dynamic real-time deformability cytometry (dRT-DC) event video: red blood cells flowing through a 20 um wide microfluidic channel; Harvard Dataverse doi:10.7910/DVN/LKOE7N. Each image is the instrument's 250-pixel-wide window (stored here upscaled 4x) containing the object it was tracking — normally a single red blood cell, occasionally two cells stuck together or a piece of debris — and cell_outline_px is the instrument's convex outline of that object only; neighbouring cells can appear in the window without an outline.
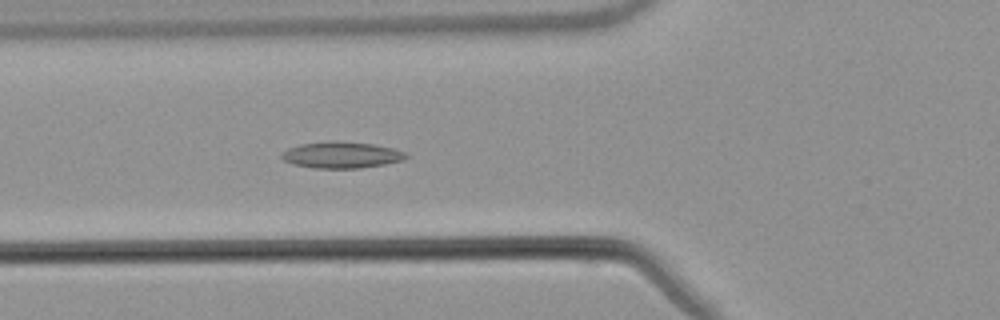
{"species": "common noctule bat (a hibernating species)", "species_latin": "Nyctalus noctula", "temperature_condition": "warm", "stored_images_in_passage": 43, "camera_frame_rate_fps": 3000, "um_per_image_px": 0.085, "animal": {"sex": "male", "body_mass_g": 21.5, "forearm_length_mm": 52.0}, "frame": {"image": 1, "passage_image": 9, "time_ms": 2.667, "image_size_px": [1000, 320], "cell_outline_px": [[408, 156], [404, 160], [384, 164], [360, 168], [312, 168], [292, 164], [284, 160], [280, 156], [288, 148], [300, 144], [332, 140], [336, 140], [372, 144], [392, 148], [404, 152]], "centroid_in_image_um": [29.0, 13.17], "position_along_channel_um": 96.8, "area_um2": 19.13}}
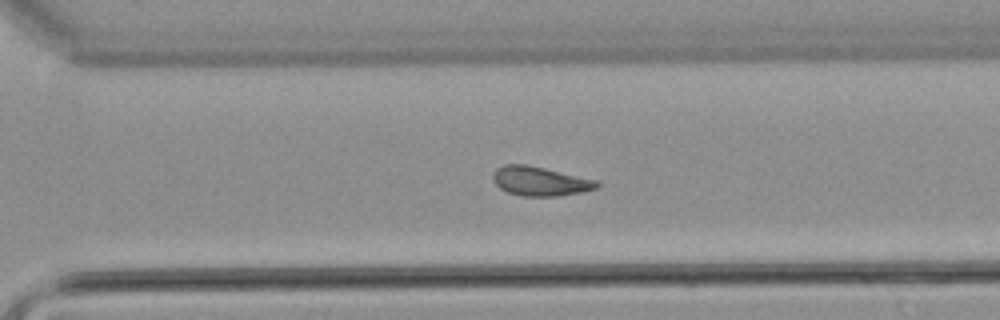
{"frame": {"image": 2, "passage_image": 27, "time_ms": 8.667, "image_size_px": [1000, 320], "cell_outline_px": [[600, 184], [596, 188], [584, 192], [560, 196], [520, 196], [508, 192], [500, 188], [492, 180], [492, 172], [496, 168], [504, 164], [528, 164], [596, 180]], "centroid_in_image_um": [45.87, 15.4], "position_along_channel_um": 324.7, "area_um2": 17.86}}
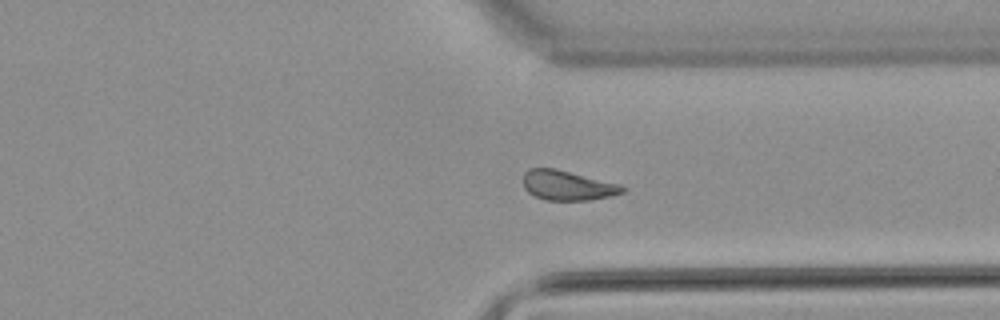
{"frame": {"image": 3, "passage_image": 30, "time_ms": 9.667, "image_size_px": [1000, 320], "cell_outline_px": [[628, 188], [624, 192], [612, 196], [592, 200], [544, 200], [528, 192], [524, 188], [524, 172], [528, 168], [556, 168], [620, 184]], "centroid_in_image_um": [48.27, 15.76], "position_along_channel_um": 363.1, "area_um2": 17.4}, "authors_computed_cell_mechanics": {"area_um2": 17.6868, "velocity_mm_per_s": 3.7973, "shape_relaxation_time_tau1_ms": null, "shape_relaxation_time_tau2_ms": 4.915, "deformation_change_tau1": null, "deformation_change_tau2": 0.1022}}